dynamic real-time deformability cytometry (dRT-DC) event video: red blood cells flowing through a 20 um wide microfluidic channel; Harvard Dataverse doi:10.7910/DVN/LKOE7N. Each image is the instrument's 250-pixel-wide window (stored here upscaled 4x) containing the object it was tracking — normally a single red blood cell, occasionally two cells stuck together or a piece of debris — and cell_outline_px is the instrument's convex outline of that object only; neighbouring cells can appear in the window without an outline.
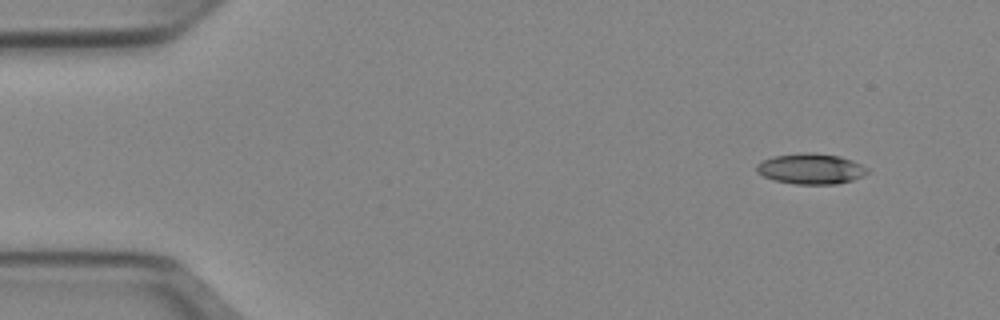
{"species": "Egyptian fruit bat (a non-hibernating species)", "species_latin": "Rousettus aegyptiacus", "temperature_condition": "cold", "stored_images_in_passage": 50, "camera_frame_rate_fps": 3000, "um_per_image_px": 0.085, "animal": {"sex": "female"}, "frame": {"image": 1, "passage_image": 4, "time_ms": 1.0, "image_size_px": [1000, 320], "cell_outline_px": [[868, 172], [864, 176], [852, 180], [836, 184], [796, 184], [772, 180], [756, 172], [756, 164], [772, 156], [800, 152], [808, 152], [840, 156], [852, 160], [868, 168]], "centroid_in_image_um": [68.9, 14.34], "position_along_channel_um": 16.1, "area_um2": 19.88}}
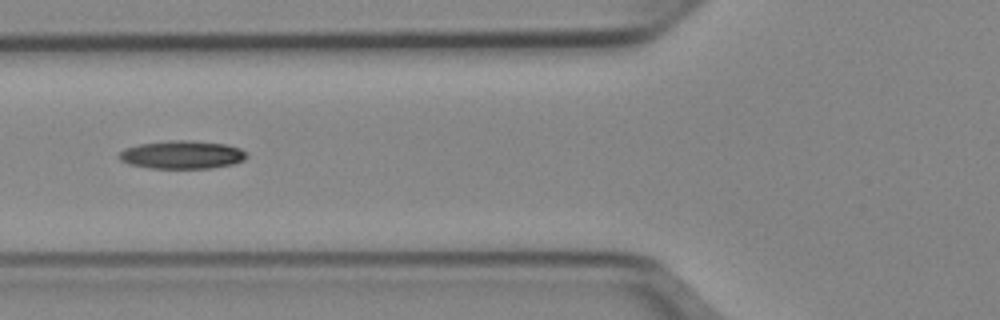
{"frame": {"image": 2, "passage_image": 19, "time_ms": 6.0, "image_size_px": [1000, 320], "cell_outline_px": [[248, 156], [244, 160], [232, 164], [212, 168], [148, 168], [128, 164], [120, 160], [120, 152], [124, 148], [140, 144], [172, 140], [188, 140], [224, 144], [240, 148]], "centroid_in_image_um": [15.46, 13.16], "position_along_channel_um": 110.3, "area_um2": 20.81}}
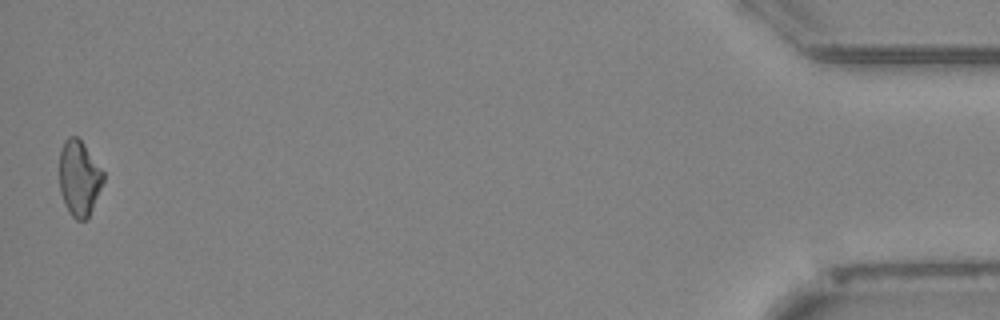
{"frame": {"image": 3, "passage_image": 50, "time_ms": 16.333, "image_size_px": [1000, 320], "cell_outline_px": [[104, 180], [92, 208], [88, 216], [84, 220], [76, 220], [68, 212], [64, 204], [60, 192], [60, 152], [64, 140], [68, 136], [76, 136], [84, 144], [104, 172]], "centroid_in_image_um": [6.72, 15.14], "position_along_channel_um": 428.5, "area_um2": 19.19}}